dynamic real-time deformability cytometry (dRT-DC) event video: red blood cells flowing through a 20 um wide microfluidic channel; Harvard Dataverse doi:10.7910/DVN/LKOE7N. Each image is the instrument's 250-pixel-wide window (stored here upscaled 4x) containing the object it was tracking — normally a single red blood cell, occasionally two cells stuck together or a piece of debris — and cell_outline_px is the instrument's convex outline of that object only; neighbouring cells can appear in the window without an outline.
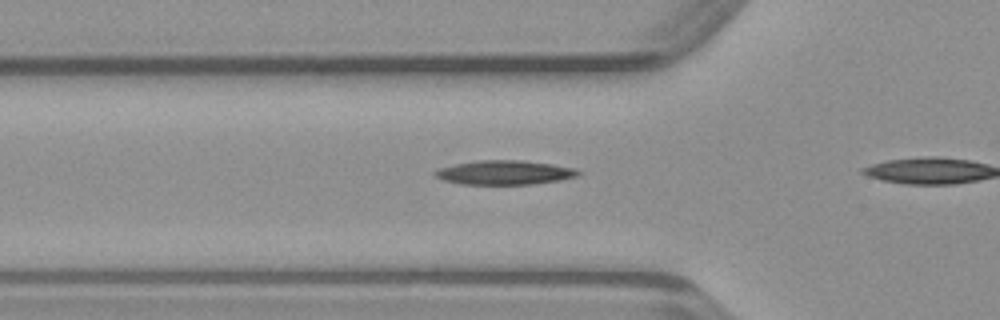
{"species": "common noctule bat (a hibernating species)", "species_latin": "Nyctalus noctula", "temperature_condition": "warm", "stored_images_in_passage": 7, "camera_frame_rate_fps": 3000, "um_per_image_px": 0.085, "animal": {"sex": "male", "body_mass_g": 23.1, "forearm_length_mm": 52.7}, "frame": {"image": 1, "passage_image": 5, "time_ms": 1.333, "image_size_px": [1000, 320], "cell_outline_px": [[584, 172], [580, 176], [560, 180], [532, 184], [460, 184], [444, 180], [432, 176], [432, 172], [440, 168], [456, 164], [480, 160], [524, 160], [552, 164], [576, 168]], "centroid_in_image_um": [42.93, 14.66], "position_along_channel_um": 82.9, "area_um2": 20.4}}